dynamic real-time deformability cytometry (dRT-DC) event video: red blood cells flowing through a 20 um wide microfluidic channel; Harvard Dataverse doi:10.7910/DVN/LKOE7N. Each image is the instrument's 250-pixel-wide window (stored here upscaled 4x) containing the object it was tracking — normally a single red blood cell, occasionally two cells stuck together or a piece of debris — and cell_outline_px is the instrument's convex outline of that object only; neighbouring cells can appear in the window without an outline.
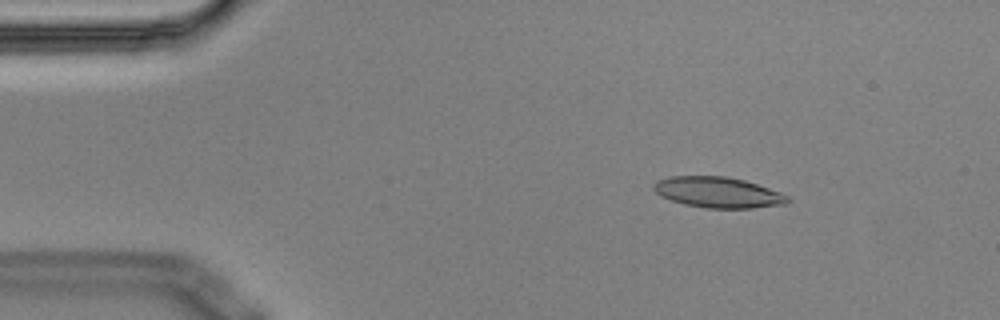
{"species": "Egyptian fruit bat (a non-hibernating species)", "species_latin": "Rousettus aegyptiacus", "temperature_condition": "cold", "stored_images_in_passage": 5, "camera_frame_rate_fps": 3000, "um_per_image_px": 0.085, "animal": {"sex": "male"}, "frame": {"image": 1, "passage_image": 3, "time_ms": 0.667, "image_size_px": [1000, 320], "cell_outline_px": [[792, 200], [788, 204], [752, 208], [708, 208], [684, 204], [660, 196], [652, 188], [652, 184], [656, 180], [672, 176], [724, 176], [744, 180], [780, 192], [788, 196]], "centroid_in_image_um": [61.03, 16.35], "position_along_channel_um": 24.0, "area_um2": 24.04}}